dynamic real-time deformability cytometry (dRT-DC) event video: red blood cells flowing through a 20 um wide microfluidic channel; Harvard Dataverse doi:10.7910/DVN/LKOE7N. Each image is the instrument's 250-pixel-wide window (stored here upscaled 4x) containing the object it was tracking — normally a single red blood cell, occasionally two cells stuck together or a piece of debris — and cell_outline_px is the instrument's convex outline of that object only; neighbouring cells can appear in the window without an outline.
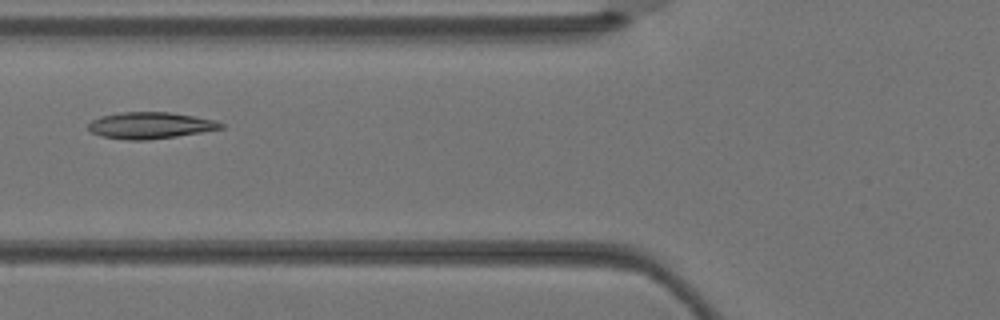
{"species": "Egyptian fruit bat (a non-hibernating species)", "species_latin": "Rousettus aegyptiacus", "temperature_condition": "warm", "stored_images_in_passage": 5, "camera_frame_rate_fps": 3000, "um_per_image_px": 0.085, "animal": {"sex": "female"}, "frame": {"image": 1, "passage_image": 5, "time_ms": 1.333, "image_size_px": [1000, 320], "cell_outline_px": [[224, 128], [176, 136], [148, 140], [128, 140], [100, 136], [92, 132], [88, 128], [88, 124], [92, 120], [100, 116], [120, 112], [172, 112], [216, 120], [224, 124]], "centroid_in_image_um": [12.77, 10.65], "position_along_channel_um": 113.0, "area_um2": 20.52}}